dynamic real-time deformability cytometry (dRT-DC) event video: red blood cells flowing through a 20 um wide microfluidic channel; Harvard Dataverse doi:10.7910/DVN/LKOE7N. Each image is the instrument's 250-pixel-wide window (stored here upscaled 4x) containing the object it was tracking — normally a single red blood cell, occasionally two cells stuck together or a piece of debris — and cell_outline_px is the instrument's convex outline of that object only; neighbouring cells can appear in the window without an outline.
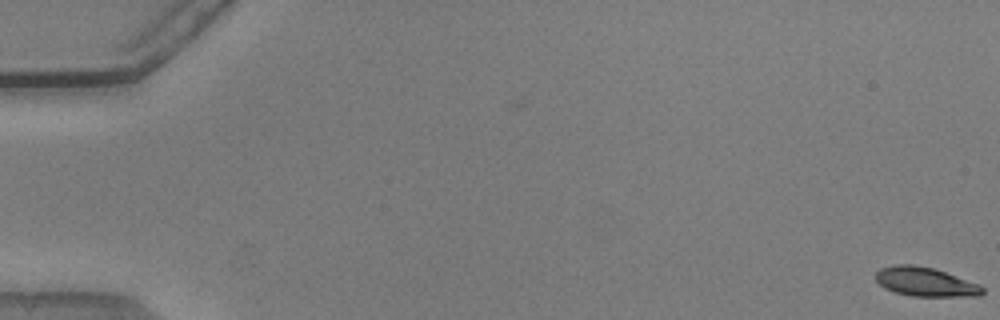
{"species": "common noctule bat (a hibernating species)", "species_latin": "Nyctalus noctula", "temperature_condition": "warm", "stored_images_in_passage": 55, "camera_frame_rate_fps": 3000, "um_per_image_px": 0.085, "animal": {"sex": "male", "body_mass_g": 20.5, "forearm_length_mm": 52.5}, "frame": {"image": 1, "passage_image": 1, "time_ms": 0.0, "image_size_px": [1000, 320], "cell_outline_px": [[984, 292], [980, 296], [912, 296], [896, 292], [884, 288], [876, 280], [876, 272], [880, 268], [892, 264], [912, 264], [936, 268], [980, 284], [984, 288]], "centroid_in_image_um": [78.67, 23.94], "position_along_channel_um": 6.3, "area_um2": 18.32}}
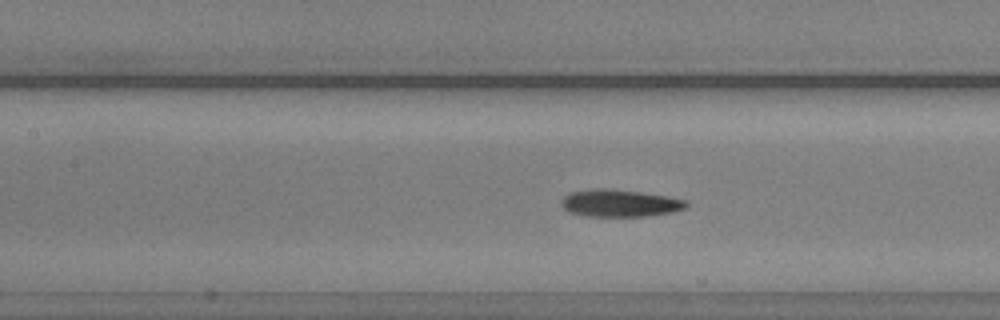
{"frame": {"image": 2, "passage_image": 26, "time_ms": 8.333, "image_size_px": [1000, 320], "cell_outline_px": [[688, 204], [684, 208], [672, 212], [644, 216], [588, 216], [568, 212], [560, 204], [560, 200], [568, 192], [592, 188], [608, 188], [640, 192], [668, 196], [688, 200]], "centroid_in_image_um": [52.64, 17.25], "position_along_channel_um": 154.8, "area_um2": 20.0}}
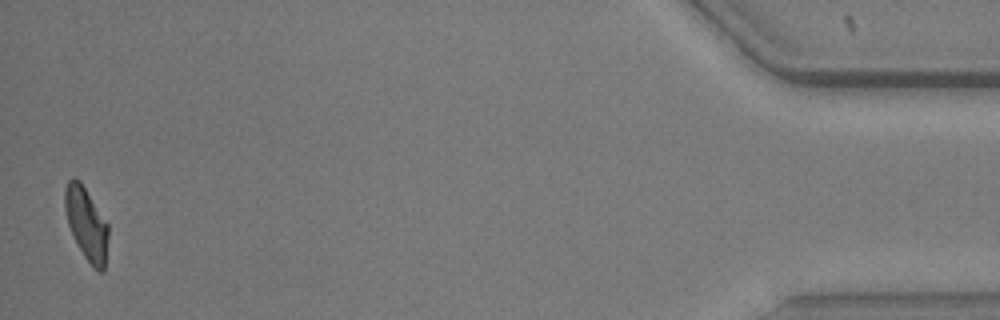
{"frame": {"image": 3, "passage_image": 54, "time_ms": 17.667, "image_size_px": [1000, 320], "cell_outline_px": [[108, 236], [104, 272], [100, 272], [92, 268], [84, 256], [72, 236], [68, 224], [64, 208], [64, 188], [68, 180], [72, 176], [80, 180], [108, 224]], "centroid_in_image_um": [7.32, 19.02], "position_along_channel_um": 427.9, "area_um2": 18.55}, "authors_computed_cell_mechanics": {"area_um2": 19.074, "velocity_mm_per_s": 3.8314, "shape_relaxation_time_tau1_ms": 8.3954, "shape_relaxation_time_tau2_ms": 3.4271, "deformation_change_tau1": 0.2531, "deformation_change_tau2": 0.1092}}